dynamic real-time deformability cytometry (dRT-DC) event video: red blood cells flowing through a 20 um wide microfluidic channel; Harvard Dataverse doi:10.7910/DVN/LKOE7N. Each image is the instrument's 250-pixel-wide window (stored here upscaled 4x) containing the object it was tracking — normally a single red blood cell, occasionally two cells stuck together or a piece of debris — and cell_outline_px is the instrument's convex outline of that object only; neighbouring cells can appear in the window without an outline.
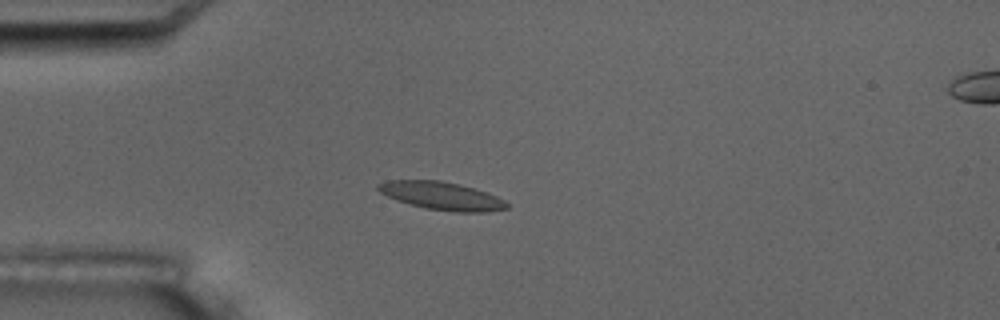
{"species": "common noctule bat (a hibernating species)", "species_latin": "Nyctalus noctula", "temperature_condition": "room temperature", "stored_images_in_passage": 6, "camera_frame_rate_fps": 3000, "um_per_image_px": 0.085, "animal": {"sex": "male", "body_mass_g": 17.5, "forearm_length_mm": 52.3}, "frame": {"image": 1, "passage_image": 5, "time_ms": 4.667, "image_size_px": [1000, 320], "cell_outline_px": [[508, 208], [488, 212], [456, 212], [424, 208], [408, 204], [396, 200], [380, 192], [376, 188], [376, 184], [388, 180], [440, 180], [460, 184], [496, 196], [504, 200], [508, 204]], "centroid_in_image_um": [37.51, 16.65], "position_along_channel_um": 47.5, "area_um2": 20.98}}
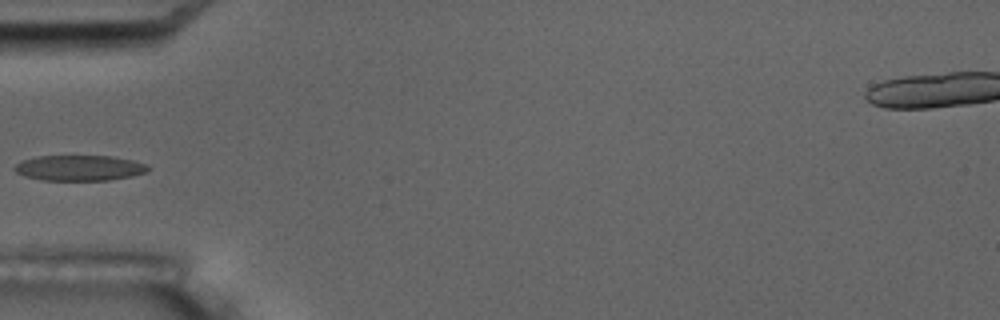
{"frame": {"image": 2, "passage_image": 6, "time_ms": 6.0, "image_size_px": [1000, 320], "cell_outline_px": [[148, 168], [144, 172], [132, 176], [108, 180], [44, 180], [24, 176], [16, 172], [12, 168], [20, 160], [36, 156], [112, 156], [132, 160], [148, 164]], "centroid_in_image_um": [6.7, 14.27], "position_along_channel_um": 78.3, "area_um2": 19.83}}